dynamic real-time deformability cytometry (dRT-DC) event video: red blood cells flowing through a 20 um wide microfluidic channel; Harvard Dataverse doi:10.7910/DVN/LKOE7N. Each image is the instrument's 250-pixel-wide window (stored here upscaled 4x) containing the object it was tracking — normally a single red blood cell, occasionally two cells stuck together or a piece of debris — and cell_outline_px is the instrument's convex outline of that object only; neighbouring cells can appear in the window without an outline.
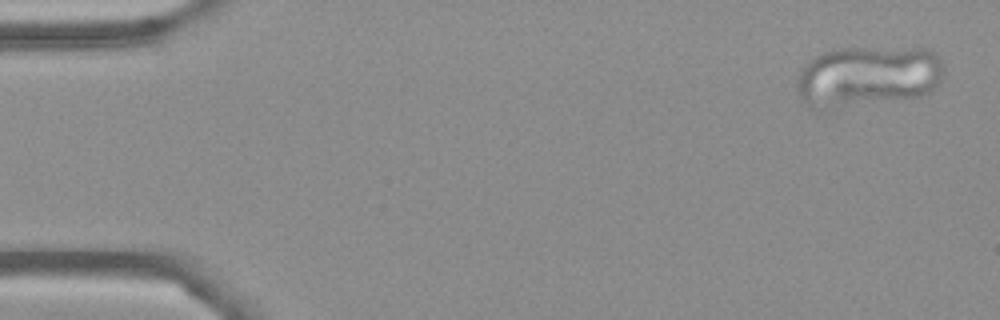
{"species": "Egyptian fruit bat (a non-hibernating species)", "species_latin": "Rousettus aegyptiacus", "temperature_condition": "cold", "stored_images_in_passage": 53, "camera_frame_rate_fps": 3000, "um_per_image_px": 0.085, "frame": {"image": 1, "passage_image": 1, "time_ms": 0.0, "image_size_px": [1000, 320], "cell_outline_px": [[944, 72], [940, 80], [928, 92], [916, 96], [812, 108], [808, 108], [800, 100], [796, 88], [796, 80], [800, 72], [816, 56], [832, 48], [928, 48], [936, 52], [944, 64]], "centroid_in_image_um": [73.77, 6.42], "position_along_channel_um": 11.2, "area_um2": 51.15}}
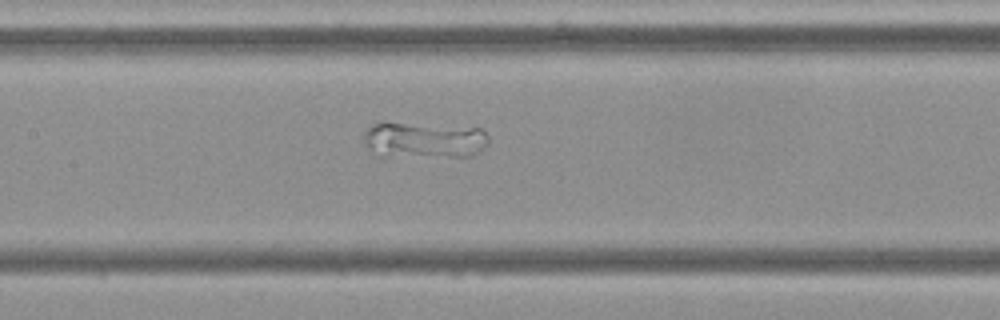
{"frame": {"image": 2, "passage_image": 24, "time_ms": 7.667, "image_size_px": [1000, 320], "cell_outline_px": [[488, 144], [480, 152], [472, 156], [380, 156], [364, 140], [364, 132], [372, 124], [400, 124], [480, 128], [488, 136]], "centroid_in_image_um": [36.12, 11.93], "position_along_channel_um": 171.3, "area_um2": 25.32}}
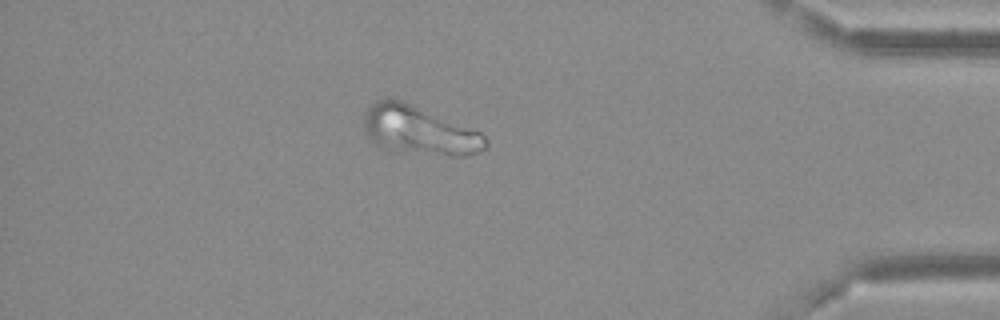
{"frame": {"image": 3, "passage_image": 46, "time_ms": 15.0, "image_size_px": [1000, 320], "cell_outline_px": [[488, 148], [480, 152], [464, 156], [452, 156], [396, 152], [380, 148], [368, 136], [364, 128], [364, 112], [376, 100], [388, 96], [392, 96], [480, 132], [488, 140]], "centroid_in_image_um": [35.61, 11.09], "position_along_channel_um": 399.6, "area_um2": 34.97}}